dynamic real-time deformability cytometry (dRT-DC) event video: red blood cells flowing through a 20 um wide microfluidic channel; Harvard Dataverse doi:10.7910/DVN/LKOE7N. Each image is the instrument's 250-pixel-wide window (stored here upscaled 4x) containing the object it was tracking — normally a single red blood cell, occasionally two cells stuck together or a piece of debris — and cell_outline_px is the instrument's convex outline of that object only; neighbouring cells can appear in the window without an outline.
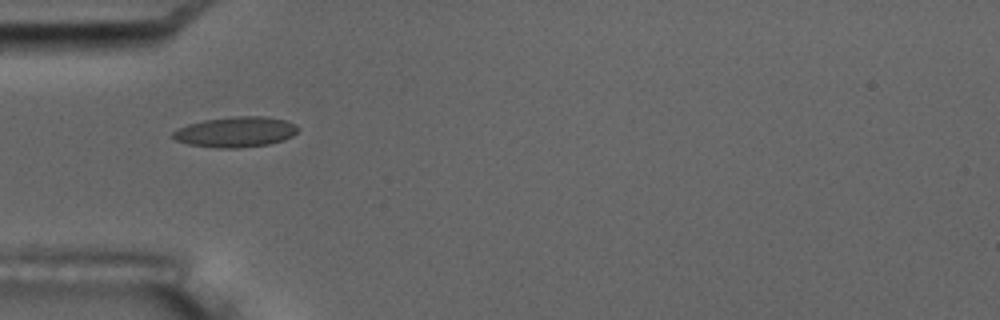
{"species": "common noctule bat (a hibernating species)", "species_latin": "Nyctalus noctula", "temperature_condition": "room temperature", "stored_images_in_passage": 6, "camera_frame_rate_fps": 3000, "um_per_image_px": 0.085, "animal": {"sex": "male", "body_mass_g": 17.5, "forearm_length_mm": 52.3}, "frame": {"image": 1, "passage_image": 5, "time_ms": 4.667, "image_size_px": [1000, 320], "cell_outline_px": [[300, 128], [292, 136], [284, 140], [268, 144], [240, 148], [216, 148], [188, 144], [176, 140], [172, 136], [172, 132], [176, 128], [188, 124], [204, 120], [236, 116], [268, 116], [288, 120], [296, 124]], "centroid_in_image_um": [20.05, 11.21], "position_along_channel_um": 64.9, "area_um2": 22.43}}